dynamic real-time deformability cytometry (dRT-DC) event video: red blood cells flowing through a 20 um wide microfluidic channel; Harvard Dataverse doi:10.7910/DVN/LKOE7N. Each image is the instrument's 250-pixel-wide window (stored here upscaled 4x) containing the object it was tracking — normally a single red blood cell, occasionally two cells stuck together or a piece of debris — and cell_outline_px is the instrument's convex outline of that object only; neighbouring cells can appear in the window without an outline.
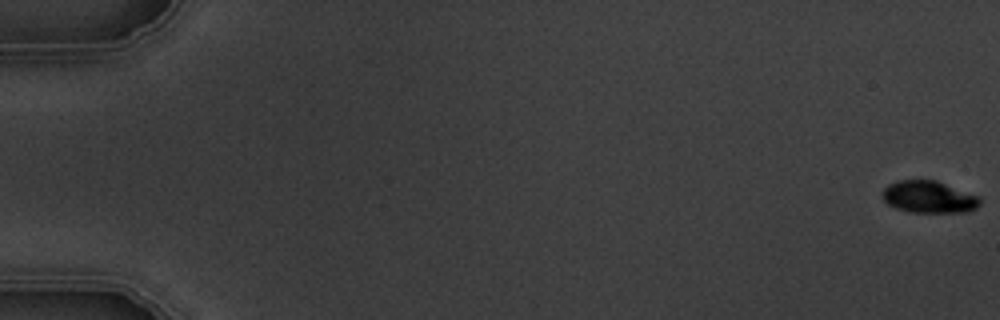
{"species": "common noctule bat (a hibernating species)", "species_latin": "Nyctalus noctula", "temperature_condition": "warm", "stored_images_in_passage": 6, "camera_frame_rate_fps": 3000, "um_per_image_px": 0.085, "animal": {"sex": "male", "body_mass_g": 19.5, "forearm_length_mm": 54.6}, "frame": {"image": 1, "passage_image": 1, "time_ms": 0.0, "image_size_px": [1000, 320], "cell_outline_px": [[980, 204], [976, 208], [968, 212], [912, 212], [896, 208], [888, 204], [884, 200], [884, 188], [888, 184], [896, 180], [936, 180], [980, 196]], "centroid_in_image_um": [78.99, 16.74], "position_along_channel_um": 6.0, "area_um2": 18.21}}
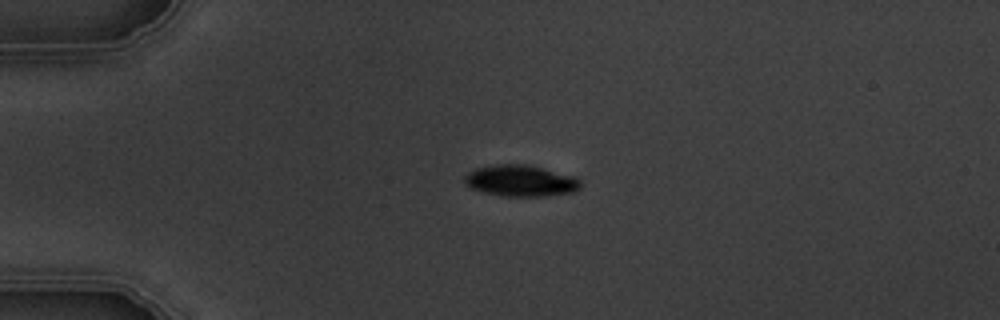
{"frame": {"image": 2, "passage_image": 5, "time_ms": 4.667, "image_size_px": [1000, 320], "cell_outline_px": [[580, 188], [572, 192], [544, 196], [504, 196], [484, 192], [472, 188], [464, 180], [464, 176], [468, 172], [476, 168], [496, 164], [528, 164], [576, 176], [580, 180]], "centroid_in_image_um": [44.28, 15.35], "position_along_channel_um": 40.7, "area_um2": 21.15}}